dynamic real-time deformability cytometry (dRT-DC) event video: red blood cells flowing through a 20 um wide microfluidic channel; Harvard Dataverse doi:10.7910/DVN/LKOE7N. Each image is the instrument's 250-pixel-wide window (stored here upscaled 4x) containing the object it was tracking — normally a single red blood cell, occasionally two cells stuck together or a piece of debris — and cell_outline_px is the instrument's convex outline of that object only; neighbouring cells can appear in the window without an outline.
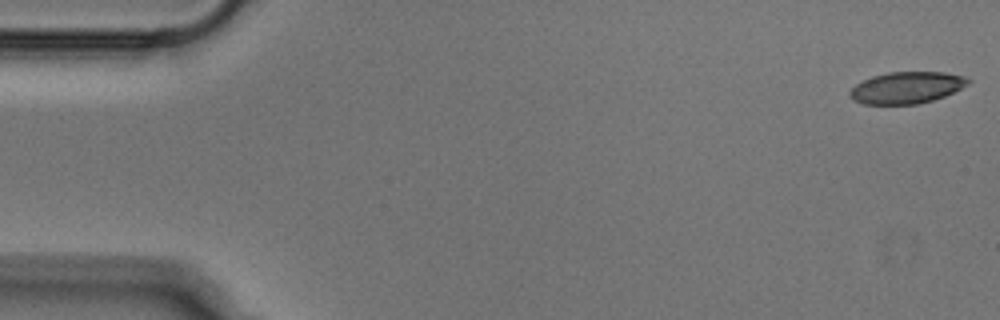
{"species": "Egyptian fruit bat (a non-hibernating species)", "species_latin": "Rousettus aegyptiacus", "temperature_condition": "cold", "stored_images_in_passage": 52, "camera_frame_rate_fps": 3000, "um_per_image_px": 0.085, "animal": {"sex": "male"}, "frame": {"image": 1, "passage_image": 1, "time_ms": 0.0, "image_size_px": [1000, 320], "cell_outline_px": [[972, 80], [968, 84], [944, 96], [932, 100], [916, 104], [864, 104], [852, 100], [848, 96], [848, 92], [856, 84], [872, 76], [888, 72], [944, 72], [964, 76]], "centroid_in_image_um": [77.03, 7.45], "position_along_channel_um": 8.0, "area_um2": 21.79}}
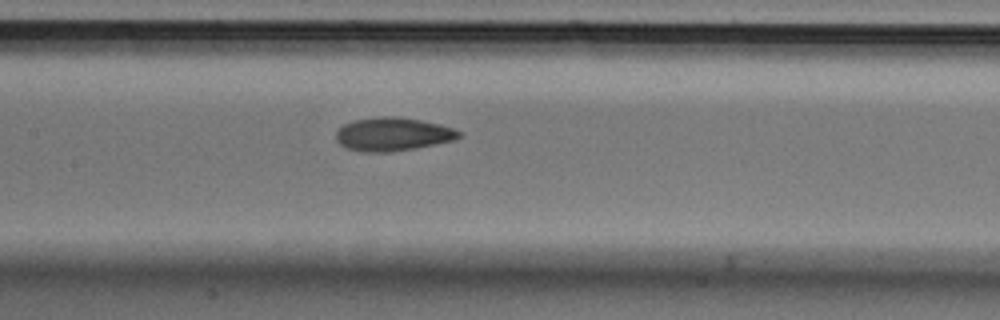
{"frame": {"image": 2, "passage_image": 24, "time_ms": 7.667, "image_size_px": [1000, 320], "cell_outline_px": [[464, 136], [456, 140], [416, 148], [392, 152], [360, 152], [344, 148], [336, 140], [336, 132], [344, 124], [352, 120], [380, 116], [396, 116], [420, 120], [440, 124], [452, 128], [460, 132]], "centroid_in_image_um": [33.38, 11.41], "position_along_channel_um": 174.0, "area_um2": 24.28}}
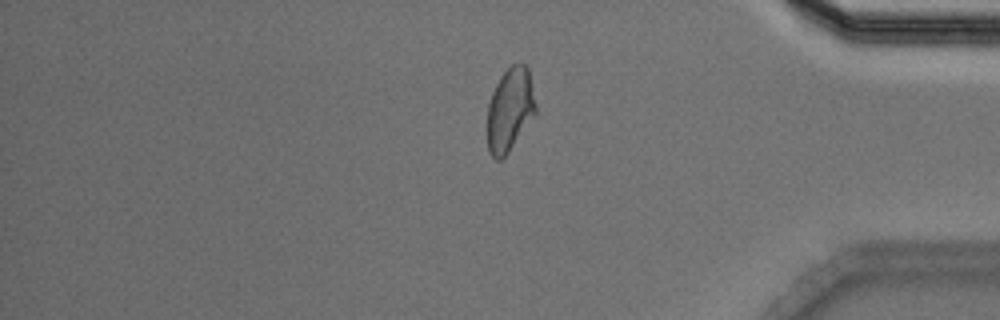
{"frame": {"image": 3, "passage_image": 43, "time_ms": 14.0, "image_size_px": [1000, 320], "cell_outline_px": [[536, 112], [508, 152], [500, 160], [496, 160], [492, 156], [488, 148], [488, 104], [492, 92], [500, 76], [512, 64], [528, 64], [536, 104]], "centroid_in_image_um": [43.35, 9.28], "position_along_channel_um": 391.9, "area_um2": 23.29}}